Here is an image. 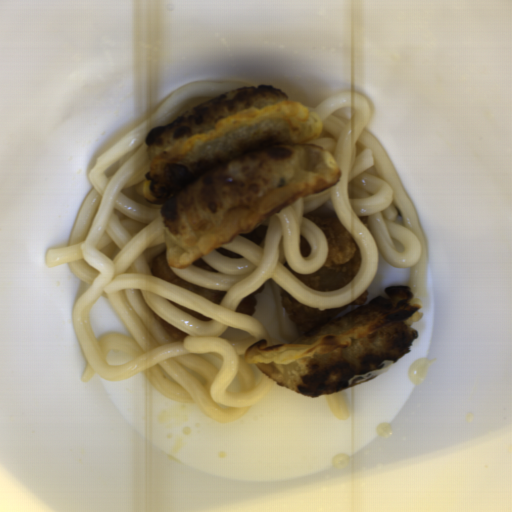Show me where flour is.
<instances>
[{
  "label": "flour",
  "mask_w": 512,
  "mask_h": 512,
  "mask_svg": "<svg viewBox=\"0 0 512 512\" xmlns=\"http://www.w3.org/2000/svg\"><path fill=\"white\" fill-rule=\"evenodd\" d=\"M323 122L272 85L238 88L145 136L149 170L134 191L160 207L169 267H189L275 212L337 184L313 141Z\"/></svg>",
  "instance_id": "obj_1"
},
{
  "label": "flour",
  "mask_w": 512,
  "mask_h": 512,
  "mask_svg": "<svg viewBox=\"0 0 512 512\" xmlns=\"http://www.w3.org/2000/svg\"><path fill=\"white\" fill-rule=\"evenodd\" d=\"M422 304L408 286L389 285L370 302L282 345L259 339L245 360L290 392L317 397L367 382L418 340Z\"/></svg>",
  "instance_id": "obj_2"
}]
</instances>
